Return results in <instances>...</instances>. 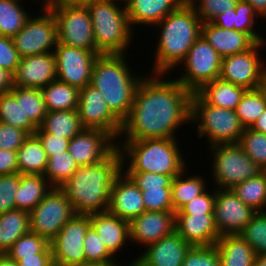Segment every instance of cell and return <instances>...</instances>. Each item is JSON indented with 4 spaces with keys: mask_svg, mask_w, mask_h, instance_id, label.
<instances>
[{
    "mask_svg": "<svg viewBox=\"0 0 266 266\" xmlns=\"http://www.w3.org/2000/svg\"><path fill=\"white\" fill-rule=\"evenodd\" d=\"M178 141L177 138L116 141L122 170L164 174L173 179L187 168Z\"/></svg>",
    "mask_w": 266,
    "mask_h": 266,
    "instance_id": "cell-5",
    "label": "cell"
},
{
    "mask_svg": "<svg viewBox=\"0 0 266 266\" xmlns=\"http://www.w3.org/2000/svg\"><path fill=\"white\" fill-rule=\"evenodd\" d=\"M143 196L145 210L150 212H173L171 186L138 187Z\"/></svg>",
    "mask_w": 266,
    "mask_h": 266,
    "instance_id": "cell-45",
    "label": "cell"
},
{
    "mask_svg": "<svg viewBox=\"0 0 266 266\" xmlns=\"http://www.w3.org/2000/svg\"><path fill=\"white\" fill-rule=\"evenodd\" d=\"M19 174L44 175L48 157L39 138L33 134L16 151Z\"/></svg>",
    "mask_w": 266,
    "mask_h": 266,
    "instance_id": "cell-30",
    "label": "cell"
},
{
    "mask_svg": "<svg viewBox=\"0 0 266 266\" xmlns=\"http://www.w3.org/2000/svg\"><path fill=\"white\" fill-rule=\"evenodd\" d=\"M0 266H18L17 262L10 259L6 254H0Z\"/></svg>",
    "mask_w": 266,
    "mask_h": 266,
    "instance_id": "cell-62",
    "label": "cell"
},
{
    "mask_svg": "<svg viewBox=\"0 0 266 266\" xmlns=\"http://www.w3.org/2000/svg\"><path fill=\"white\" fill-rule=\"evenodd\" d=\"M79 166L68 151L55 154L48 158L44 177L53 187H60L76 171Z\"/></svg>",
    "mask_w": 266,
    "mask_h": 266,
    "instance_id": "cell-39",
    "label": "cell"
},
{
    "mask_svg": "<svg viewBox=\"0 0 266 266\" xmlns=\"http://www.w3.org/2000/svg\"><path fill=\"white\" fill-rule=\"evenodd\" d=\"M211 22L221 28L232 30L234 29L233 25H236V12L234 9H228L215 17Z\"/></svg>",
    "mask_w": 266,
    "mask_h": 266,
    "instance_id": "cell-57",
    "label": "cell"
},
{
    "mask_svg": "<svg viewBox=\"0 0 266 266\" xmlns=\"http://www.w3.org/2000/svg\"><path fill=\"white\" fill-rule=\"evenodd\" d=\"M266 109V84L260 88L246 90L235 111L244 128H251Z\"/></svg>",
    "mask_w": 266,
    "mask_h": 266,
    "instance_id": "cell-37",
    "label": "cell"
},
{
    "mask_svg": "<svg viewBox=\"0 0 266 266\" xmlns=\"http://www.w3.org/2000/svg\"><path fill=\"white\" fill-rule=\"evenodd\" d=\"M57 80L79 89L91 83L93 65L100 51H88L57 43L54 49Z\"/></svg>",
    "mask_w": 266,
    "mask_h": 266,
    "instance_id": "cell-15",
    "label": "cell"
},
{
    "mask_svg": "<svg viewBox=\"0 0 266 266\" xmlns=\"http://www.w3.org/2000/svg\"><path fill=\"white\" fill-rule=\"evenodd\" d=\"M29 135L24 130L0 122V150L17 151Z\"/></svg>",
    "mask_w": 266,
    "mask_h": 266,
    "instance_id": "cell-51",
    "label": "cell"
},
{
    "mask_svg": "<svg viewBox=\"0 0 266 266\" xmlns=\"http://www.w3.org/2000/svg\"><path fill=\"white\" fill-rule=\"evenodd\" d=\"M195 122V123H194ZM198 137L208 138V147L217 144L239 143L244 127L236 111L207 104L196 92L191 97V123Z\"/></svg>",
    "mask_w": 266,
    "mask_h": 266,
    "instance_id": "cell-7",
    "label": "cell"
},
{
    "mask_svg": "<svg viewBox=\"0 0 266 266\" xmlns=\"http://www.w3.org/2000/svg\"><path fill=\"white\" fill-rule=\"evenodd\" d=\"M50 266H60V265H57V264H54V263H53V264H52V265H50Z\"/></svg>",
    "mask_w": 266,
    "mask_h": 266,
    "instance_id": "cell-67",
    "label": "cell"
},
{
    "mask_svg": "<svg viewBox=\"0 0 266 266\" xmlns=\"http://www.w3.org/2000/svg\"><path fill=\"white\" fill-rule=\"evenodd\" d=\"M57 80L54 52L22 57L15 73L13 85L42 89Z\"/></svg>",
    "mask_w": 266,
    "mask_h": 266,
    "instance_id": "cell-21",
    "label": "cell"
},
{
    "mask_svg": "<svg viewBox=\"0 0 266 266\" xmlns=\"http://www.w3.org/2000/svg\"><path fill=\"white\" fill-rule=\"evenodd\" d=\"M175 231L191 246H211L221 237L214 214L175 215Z\"/></svg>",
    "mask_w": 266,
    "mask_h": 266,
    "instance_id": "cell-23",
    "label": "cell"
},
{
    "mask_svg": "<svg viewBox=\"0 0 266 266\" xmlns=\"http://www.w3.org/2000/svg\"><path fill=\"white\" fill-rule=\"evenodd\" d=\"M77 112L84 129H99L109 133L116 141L122 121L110 110L98 89L87 85L80 89Z\"/></svg>",
    "mask_w": 266,
    "mask_h": 266,
    "instance_id": "cell-16",
    "label": "cell"
},
{
    "mask_svg": "<svg viewBox=\"0 0 266 266\" xmlns=\"http://www.w3.org/2000/svg\"><path fill=\"white\" fill-rule=\"evenodd\" d=\"M93 0H47L45 5H82L86 6L89 2Z\"/></svg>",
    "mask_w": 266,
    "mask_h": 266,
    "instance_id": "cell-60",
    "label": "cell"
},
{
    "mask_svg": "<svg viewBox=\"0 0 266 266\" xmlns=\"http://www.w3.org/2000/svg\"><path fill=\"white\" fill-rule=\"evenodd\" d=\"M191 245L174 231L146 247L137 258L126 266H182L184 257Z\"/></svg>",
    "mask_w": 266,
    "mask_h": 266,
    "instance_id": "cell-20",
    "label": "cell"
},
{
    "mask_svg": "<svg viewBox=\"0 0 266 266\" xmlns=\"http://www.w3.org/2000/svg\"><path fill=\"white\" fill-rule=\"evenodd\" d=\"M53 186L41 174H19L15 193V209L30 212L51 191Z\"/></svg>",
    "mask_w": 266,
    "mask_h": 266,
    "instance_id": "cell-28",
    "label": "cell"
},
{
    "mask_svg": "<svg viewBox=\"0 0 266 266\" xmlns=\"http://www.w3.org/2000/svg\"><path fill=\"white\" fill-rule=\"evenodd\" d=\"M40 128L46 133L69 140L84 129L77 109L48 111Z\"/></svg>",
    "mask_w": 266,
    "mask_h": 266,
    "instance_id": "cell-34",
    "label": "cell"
},
{
    "mask_svg": "<svg viewBox=\"0 0 266 266\" xmlns=\"http://www.w3.org/2000/svg\"><path fill=\"white\" fill-rule=\"evenodd\" d=\"M202 22H211L228 9H234L239 0H187Z\"/></svg>",
    "mask_w": 266,
    "mask_h": 266,
    "instance_id": "cell-47",
    "label": "cell"
},
{
    "mask_svg": "<svg viewBox=\"0 0 266 266\" xmlns=\"http://www.w3.org/2000/svg\"><path fill=\"white\" fill-rule=\"evenodd\" d=\"M42 14L28 18L24 27L12 37L20 58L54 52L58 43L57 23L51 10L41 4Z\"/></svg>",
    "mask_w": 266,
    "mask_h": 266,
    "instance_id": "cell-11",
    "label": "cell"
},
{
    "mask_svg": "<svg viewBox=\"0 0 266 266\" xmlns=\"http://www.w3.org/2000/svg\"><path fill=\"white\" fill-rule=\"evenodd\" d=\"M182 266H220L216 246H191Z\"/></svg>",
    "mask_w": 266,
    "mask_h": 266,
    "instance_id": "cell-48",
    "label": "cell"
},
{
    "mask_svg": "<svg viewBox=\"0 0 266 266\" xmlns=\"http://www.w3.org/2000/svg\"><path fill=\"white\" fill-rule=\"evenodd\" d=\"M91 226L90 215L75 214L49 242L52 260L60 266L85 262L84 238Z\"/></svg>",
    "mask_w": 266,
    "mask_h": 266,
    "instance_id": "cell-14",
    "label": "cell"
},
{
    "mask_svg": "<svg viewBox=\"0 0 266 266\" xmlns=\"http://www.w3.org/2000/svg\"><path fill=\"white\" fill-rule=\"evenodd\" d=\"M209 148L213 156L211 173L215 188L232 189L262 172L239 143L217 144Z\"/></svg>",
    "mask_w": 266,
    "mask_h": 266,
    "instance_id": "cell-8",
    "label": "cell"
},
{
    "mask_svg": "<svg viewBox=\"0 0 266 266\" xmlns=\"http://www.w3.org/2000/svg\"><path fill=\"white\" fill-rule=\"evenodd\" d=\"M263 172H264V175H265V177H266V169H264V170H262Z\"/></svg>",
    "mask_w": 266,
    "mask_h": 266,
    "instance_id": "cell-66",
    "label": "cell"
},
{
    "mask_svg": "<svg viewBox=\"0 0 266 266\" xmlns=\"http://www.w3.org/2000/svg\"><path fill=\"white\" fill-rule=\"evenodd\" d=\"M71 266H121V265H106V264H99V263H91V262H84L82 264H76ZM125 266V263H124Z\"/></svg>",
    "mask_w": 266,
    "mask_h": 266,
    "instance_id": "cell-64",
    "label": "cell"
},
{
    "mask_svg": "<svg viewBox=\"0 0 266 266\" xmlns=\"http://www.w3.org/2000/svg\"><path fill=\"white\" fill-rule=\"evenodd\" d=\"M145 211L141 190L122 170L110 190L108 212L130 222Z\"/></svg>",
    "mask_w": 266,
    "mask_h": 266,
    "instance_id": "cell-22",
    "label": "cell"
},
{
    "mask_svg": "<svg viewBox=\"0 0 266 266\" xmlns=\"http://www.w3.org/2000/svg\"><path fill=\"white\" fill-rule=\"evenodd\" d=\"M202 35L222 58L244 52L256 43L247 33L224 29L212 22L202 23Z\"/></svg>",
    "mask_w": 266,
    "mask_h": 266,
    "instance_id": "cell-26",
    "label": "cell"
},
{
    "mask_svg": "<svg viewBox=\"0 0 266 266\" xmlns=\"http://www.w3.org/2000/svg\"><path fill=\"white\" fill-rule=\"evenodd\" d=\"M19 186V173L0 175V213L15 209V193Z\"/></svg>",
    "mask_w": 266,
    "mask_h": 266,
    "instance_id": "cell-50",
    "label": "cell"
},
{
    "mask_svg": "<svg viewBox=\"0 0 266 266\" xmlns=\"http://www.w3.org/2000/svg\"><path fill=\"white\" fill-rule=\"evenodd\" d=\"M38 1V0H37ZM41 1V0H40ZM47 0H42V2L40 3V4H43V3H45Z\"/></svg>",
    "mask_w": 266,
    "mask_h": 266,
    "instance_id": "cell-65",
    "label": "cell"
},
{
    "mask_svg": "<svg viewBox=\"0 0 266 266\" xmlns=\"http://www.w3.org/2000/svg\"><path fill=\"white\" fill-rule=\"evenodd\" d=\"M187 0H125L128 20L134 26H155Z\"/></svg>",
    "mask_w": 266,
    "mask_h": 266,
    "instance_id": "cell-24",
    "label": "cell"
},
{
    "mask_svg": "<svg viewBox=\"0 0 266 266\" xmlns=\"http://www.w3.org/2000/svg\"><path fill=\"white\" fill-rule=\"evenodd\" d=\"M246 89L217 78L204 84L196 93L210 105L235 110Z\"/></svg>",
    "mask_w": 266,
    "mask_h": 266,
    "instance_id": "cell-29",
    "label": "cell"
},
{
    "mask_svg": "<svg viewBox=\"0 0 266 266\" xmlns=\"http://www.w3.org/2000/svg\"><path fill=\"white\" fill-rule=\"evenodd\" d=\"M86 7L91 15L97 49L102 54L128 53L126 50L133 42L134 32L128 20L125 1L93 0Z\"/></svg>",
    "mask_w": 266,
    "mask_h": 266,
    "instance_id": "cell-6",
    "label": "cell"
},
{
    "mask_svg": "<svg viewBox=\"0 0 266 266\" xmlns=\"http://www.w3.org/2000/svg\"><path fill=\"white\" fill-rule=\"evenodd\" d=\"M264 45L266 46V41L256 42L244 52L223 57L219 78L246 90L264 86L266 63L261 59L262 57H259Z\"/></svg>",
    "mask_w": 266,
    "mask_h": 266,
    "instance_id": "cell-12",
    "label": "cell"
},
{
    "mask_svg": "<svg viewBox=\"0 0 266 266\" xmlns=\"http://www.w3.org/2000/svg\"><path fill=\"white\" fill-rule=\"evenodd\" d=\"M83 247L85 253V262L123 266V264L120 262L117 263L118 259L107 250L104 243H102L101 238L98 237L95 229L92 226L89 227L86 233Z\"/></svg>",
    "mask_w": 266,
    "mask_h": 266,
    "instance_id": "cell-43",
    "label": "cell"
},
{
    "mask_svg": "<svg viewBox=\"0 0 266 266\" xmlns=\"http://www.w3.org/2000/svg\"><path fill=\"white\" fill-rule=\"evenodd\" d=\"M42 143L47 157L68 151L69 139L44 132L40 127L34 133Z\"/></svg>",
    "mask_w": 266,
    "mask_h": 266,
    "instance_id": "cell-53",
    "label": "cell"
},
{
    "mask_svg": "<svg viewBox=\"0 0 266 266\" xmlns=\"http://www.w3.org/2000/svg\"><path fill=\"white\" fill-rule=\"evenodd\" d=\"M251 129L266 134V109L257 118Z\"/></svg>",
    "mask_w": 266,
    "mask_h": 266,
    "instance_id": "cell-61",
    "label": "cell"
},
{
    "mask_svg": "<svg viewBox=\"0 0 266 266\" xmlns=\"http://www.w3.org/2000/svg\"><path fill=\"white\" fill-rule=\"evenodd\" d=\"M123 161L117 147L106 159L94 165L79 166L59 188L76 214L91 215L108 211L110 190L122 172Z\"/></svg>",
    "mask_w": 266,
    "mask_h": 266,
    "instance_id": "cell-2",
    "label": "cell"
},
{
    "mask_svg": "<svg viewBox=\"0 0 266 266\" xmlns=\"http://www.w3.org/2000/svg\"><path fill=\"white\" fill-rule=\"evenodd\" d=\"M166 74L143 77L129 115L122 121L120 140L176 138V130L191 122L192 92Z\"/></svg>",
    "mask_w": 266,
    "mask_h": 266,
    "instance_id": "cell-1",
    "label": "cell"
},
{
    "mask_svg": "<svg viewBox=\"0 0 266 266\" xmlns=\"http://www.w3.org/2000/svg\"><path fill=\"white\" fill-rule=\"evenodd\" d=\"M41 90L48 111L77 109L79 88L55 80Z\"/></svg>",
    "mask_w": 266,
    "mask_h": 266,
    "instance_id": "cell-35",
    "label": "cell"
},
{
    "mask_svg": "<svg viewBox=\"0 0 266 266\" xmlns=\"http://www.w3.org/2000/svg\"><path fill=\"white\" fill-rule=\"evenodd\" d=\"M0 122L12 125L33 135L37 127L23 121L22 87L14 86L8 93L0 94Z\"/></svg>",
    "mask_w": 266,
    "mask_h": 266,
    "instance_id": "cell-32",
    "label": "cell"
},
{
    "mask_svg": "<svg viewBox=\"0 0 266 266\" xmlns=\"http://www.w3.org/2000/svg\"><path fill=\"white\" fill-rule=\"evenodd\" d=\"M20 57L14 46L12 37L0 35V68L15 73Z\"/></svg>",
    "mask_w": 266,
    "mask_h": 266,
    "instance_id": "cell-52",
    "label": "cell"
},
{
    "mask_svg": "<svg viewBox=\"0 0 266 266\" xmlns=\"http://www.w3.org/2000/svg\"><path fill=\"white\" fill-rule=\"evenodd\" d=\"M237 197L256 212L266 211V177L262 171L232 188Z\"/></svg>",
    "mask_w": 266,
    "mask_h": 266,
    "instance_id": "cell-36",
    "label": "cell"
},
{
    "mask_svg": "<svg viewBox=\"0 0 266 266\" xmlns=\"http://www.w3.org/2000/svg\"><path fill=\"white\" fill-rule=\"evenodd\" d=\"M255 213L232 189L215 188L214 219L220 236L241 234Z\"/></svg>",
    "mask_w": 266,
    "mask_h": 266,
    "instance_id": "cell-17",
    "label": "cell"
},
{
    "mask_svg": "<svg viewBox=\"0 0 266 266\" xmlns=\"http://www.w3.org/2000/svg\"><path fill=\"white\" fill-rule=\"evenodd\" d=\"M22 0H0V35L13 37L31 16L20 3Z\"/></svg>",
    "mask_w": 266,
    "mask_h": 266,
    "instance_id": "cell-38",
    "label": "cell"
},
{
    "mask_svg": "<svg viewBox=\"0 0 266 266\" xmlns=\"http://www.w3.org/2000/svg\"><path fill=\"white\" fill-rule=\"evenodd\" d=\"M206 189L202 194L186 203L175 215L214 214L215 189Z\"/></svg>",
    "mask_w": 266,
    "mask_h": 266,
    "instance_id": "cell-49",
    "label": "cell"
},
{
    "mask_svg": "<svg viewBox=\"0 0 266 266\" xmlns=\"http://www.w3.org/2000/svg\"><path fill=\"white\" fill-rule=\"evenodd\" d=\"M137 187L171 186L172 178L164 174L124 171Z\"/></svg>",
    "mask_w": 266,
    "mask_h": 266,
    "instance_id": "cell-54",
    "label": "cell"
},
{
    "mask_svg": "<svg viewBox=\"0 0 266 266\" xmlns=\"http://www.w3.org/2000/svg\"><path fill=\"white\" fill-rule=\"evenodd\" d=\"M52 264V253H39L36 257H24L17 261L18 266H50Z\"/></svg>",
    "mask_w": 266,
    "mask_h": 266,
    "instance_id": "cell-56",
    "label": "cell"
},
{
    "mask_svg": "<svg viewBox=\"0 0 266 266\" xmlns=\"http://www.w3.org/2000/svg\"><path fill=\"white\" fill-rule=\"evenodd\" d=\"M236 12V25L235 30L247 33L255 42L266 41L265 37L261 36V33L254 29L258 21V15L255 13L253 7L243 0H239L234 8ZM256 30V31H255Z\"/></svg>",
    "mask_w": 266,
    "mask_h": 266,
    "instance_id": "cell-46",
    "label": "cell"
},
{
    "mask_svg": "<svg viewBox=\"0 0 266 266\" xmlns=\"http://www.w3.org/2000/svg\"><path fill=\"white\" fill-rule=\"evenodd\" d=\"M239 235L253 248L257 256L266 254V211L256 212Z\"/></svg>",
    "mask_w": 266,
    "mask_h": 266,
    "instance_id": "cell-42",
    "label": "cell"
},
{
    "mask_svg": "<svg viewBox=\"0 0 266 266\" xmlns=\"http://www.w3.org/2000/svg\"><path fill=\"white\" fill-rule=\"evenodd\" d=\"M15 173H18L16 151L0 150V175H11Z\"/></svg>",
    "mask_w": 266,
    "mask_h": 266,
    "instance_id": "cell-55",
    "label": "cell"
},
{
    "mask_svg": "<svg viewBox=\"0 0 266 266\" xmlns=\"http://www.w3.org/2000/svg\"><path fill=\"white\" fill-rule=\"evenodd\" d=\"M29 231V212L13 209L0 213V254H6Z\"/></svg>",
    "mask_w": 266,
    "mask_h": 266,
    "instance_id": "cell-31",
    "label": "cell"
},
{
    "mask_svg": "<svg viewBox=\"0 0 266 266\" xmlns=\"http://www.w3.org/2000/svg\"><path fill=\"white\" fill-rule=\"evenodd\" d=\"M116 148L117 142L109 133L83 129L69 141L68 152L78 166H85L100 163Z\"/></svg>",
    "mask_w": 266,
    "mask_h": 266,
    "instance_id": "cell-18",
    "label": "cell"
},
{
    "mask_svg": "<svg viewBox=\"0 0 266 266\" xmlns=\"http://www.w3.org/2000/svg\"><path fill=\"white\" fill-rule=\"evenodd\" d=\"M57 23L58 42L88 51H99L93 38L91 15L82 5H46Z\"/></svg>",
    "mask_w": 266,
    "mask_h": 266,
    "instance_id": "cell-9",
    "label": "cell"
},
{
    "mask_svg": "<svg viewBox=\"0 0 266 266\" xmlns=\"http://www.w3.org/2000/svg\"><path fill=\"white\" fill-rule=\"evenodd\" d=\"M248 2L254 9L255 13L261 19H266V0H243Z\"/></svg>",
    "mask_w": 266,
    "mask_h": 266,
    "instance_id": "cell-59",
    "label": "cell"
},
{
    "mask_svg": "<svg viewBox=\"0 0 266 266\" xmlns=\"http://www.w3.org/2000/svg\"><path fill=\"white\" fill-rule=\"evenodd\" d=\"M222 57L201 35L189 49L183 64L182 75L177 80L192 93L197 92L204 84L220 76Z\"/></svg>",
    "mask_w": 266,
    "mask_h": 266,
    "instance_id": "cell-10",
    "label": "cell"
},
{
    "mask_svg": "<svg viewBox=\"0 0 266 266\" xmlns=\"http://www.w3.org/2000/svg\"><path fill=\"white\" fill-rule=\"evenodd\" d=\"M174 231L175 212L145 211L129 222V241L146 248Z\"/></svg>",
    "mask_w": 266,
    "mask_h": 266,
    "instance_id": "cell-19",
    "label": "cell"
},
{
    "mask_svg": "<svg viewBox=\"0 0 266 266\" xmlns=\"http://www.w3.org/2000/svg\"><path fill=\"white\" fill-rule=\"evenodd\" d=\"M90 220L91 226L95 229L107 250L114 257H119L116 254L129 242V222L108 211L91 214Z\"/></svg>",
    "mask_w": 266,
    "mask_h": 266,
    "instance_id": "cell-25",
    "label": "cell"
},
{
    "mask_svg": "<svg viewBox=\"0 0 266 266\" xmlns=\"http://www.w3.org/2000/svg\"><path fill=\"white\" fill-rule=\"evenodd\" d=\"M23 121L40 127L48 112L41 89L22 87Z\"/></svg>",
    "mask_w": 266,
    "mask_h": 266,
    "instance_id": "cell-41",
    "label": "cell"
},
{
    "mask_svg": "<svg viewBox=\"0 0 266 266\" xmlns=\"http://www.w3.org/2000/svg\"><path fill=\"white\" fill-rule=\"evenodd\" d=\"M13 87V75L0 68V94L8 93Z\"/></svg>",
    "mask_w": 266,
    "mask_h": 266,
    "instance_id": "cell-58",
    "label": "cell"
},
{
    "mask_svg": "<svg viewBox=\"0 0 266 266\" xmlns=\"http://www.w3.org/2000/svg\"><path fill=\"white\" fill-rule=\"evenodd\" d=\"M75 214L65 193L60 188L53 187L29 212V230L50 242Z\"/></svg>",
    "mask_w": 266,
    "mask_h": 266,
    "instance_id": "cell-13",
    "label": "cell"
},
{
    "mask_svg": "<svg viewBox=\"0 0 266 266\" xmlns=\"http://www.w3.org/2000/svg\"><path fill=\"white\" fill-rule=\"evenodd\" d=\"M186 171L187 168L175 176L171 182V202L175 213L208 189L204 177L198 176V174L185 177Z\"/></svg>",
    "mask_w": 266,
    "mask_h": 266,
    "instance_id": "cell-33",
    "label": "cell"
},
{
    "mask_svg": "<svg viewBox=\"0 0 266 266\" xmlns=\"http://www.w3.org/2000/svg\"><path fill=\"white\" fill-rule=\"evenodd\" d=\"M126 57L127 54L99 55L93 65L90 83L121 121L129 115L136 88L144 77L133 73Z\"/></svg>",
    "mask_w": 266,
    "mask_h": 266,
    "instance_id": "cell-4",
    "label": "cell"
},
{
    "mask_svg": "<svg viewBox=\"0 0 266 266\" xmlns=\"http://www.w3.org/2000/svg\"><path fill=\"white\" fill-rule=\"evenodd\" d=\"M39 253H51L49 242L38 234L29 231L12 245L6 255L17 262L24 257H36V254Z\"/></svg>",
    "mask_w": 266,
    "mask_h": 266,
    "instance_id": "cell-40",
    "label": "cell"
},
{
    "mask_svg": "<svg viewBox=\"0 0 266 266\" xmlns=\"http://www.w3.org/2000/svg\"><path fill=\"white\" fill-rule=\"evenodd\" d=\"M202 23L195 8L186 1L154 26L160 31L153 74L168 76L174 68H178L194 42L202 35Z\"/></svg>",
    "mask_w": 266,
    "mask_h": 266,
    "instance_id": "cell-3",
    "label": "cell"
},
{
    "mask_svg": "<svg viewBox=\"0 0 266 266\" xmlns=\"http://www.w3.org/2000/svg\"><path fill=\"white\" fill-rule=\"evenodd\" d=\"M239 144L250 159L262 170L266 169V134L245 128Z\"/></svg>",
    "mask_w": 266,
    "mask_h": 266,
    "instance_id": "cell-44",
    "label": "cell"
},
{
    "mask_svg": "<svg viewBox=\"0 0 266 266\" xmlns=\"http://www.w3.org/2000/svg\"><path fill=\"white\" fill-rule=\"evenodd\" d=\"M220 266H253L257 257L253 248L238 235H222L215 244Z\"/></svg>",
    "mask_w": 266,
    "mask_h": 266,
    "instance_id": "cell-27",
    "label": "cell"
},
{
    "mask_svg": "<svg viewBox=\"0 0 266 266\" xmlns=\"http://www.w3.org/2000/svg\"><path fill=\"white\" fill-rule=\"evenodd\" d=\"M253 266H266V254L258 255Z\"/></svg>",
    "mask_w": 266,
    "mask_h": 266,
    "instance_id": "cell-63",
    "label": "cell"
}]
</instances>
